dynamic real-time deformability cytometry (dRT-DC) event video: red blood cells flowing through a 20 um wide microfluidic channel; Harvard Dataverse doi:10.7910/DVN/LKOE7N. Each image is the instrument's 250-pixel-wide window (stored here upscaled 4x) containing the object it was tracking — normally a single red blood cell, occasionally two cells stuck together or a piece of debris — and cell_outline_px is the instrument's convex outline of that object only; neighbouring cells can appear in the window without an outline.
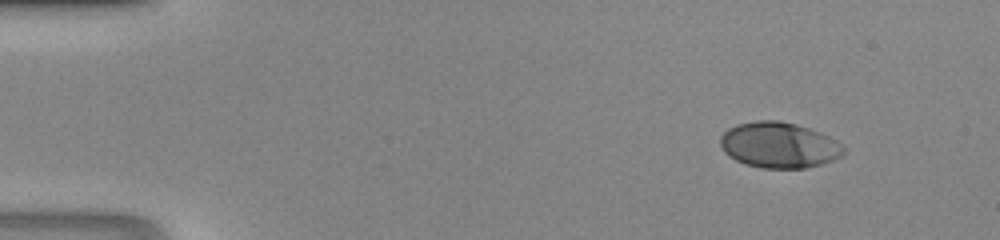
{"species": "human", "species_latin": "Homo sapiens", "temperature_condition": "room temperature", "stored_images_in_passage": 42, "camera_frame_rate_fps": 3000, "um_per_image_px": 0.085, "donor": {"sex": "male"}, "frame": {"image": 1, "passage_image": 1, "time_ms": 0.0, "image_size_px": [1000, 240], "cell_outline_px": [[848, 148], [840, 156], [832, 160], [820, 164], [804, 168], [760, 168], [744, 164], [736, 160], [724, 152], [720, 144], [720, 136], [728, 128], [736, 124], [756, 120], [780, 120], [796, 124], [820, 132], [836, 140]], "centroid_in_image_um": [66.21, 12.32], "position_along_channel_um": 18.8, "area_um2": 33.06}}
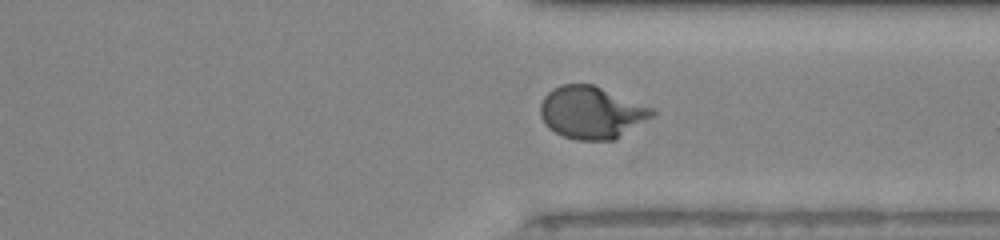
{"frame": {"image": 2, "passage_image": 31, "time_ms": 10.0, "image_size_px": [1000, 240], "cell_outline_px": [[656, 112], [652, 116], [616, 140], [576, 140], [564, 136], [548, 128], [544, 124], [540, 116], [540, 104], [544, 96], [552, 88], [560, 84], [592, 84], [656, 108]], "centroid_in_image_um": [50.28, 9.56], "position_along_channel_um": 361.1, "area_um2": 34.39}}
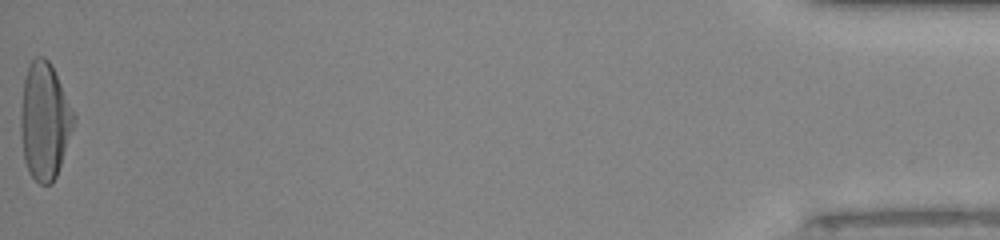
{"frame": {"image": 3, "passage_image": 42, "time_ms": 13.667, "image_size_px": [1000, 240], "cell_outline_px": [[76, 120], [56, 176], [52, 184], [40, 184], [28, 172], [24, 160], [20, 132], [20, 112], [24, 80], [28, 64], [36, 56], [44, 56], [48, 60], [76, 116]], "centroid_in_image_um": [3.77, 10.3], "position_along_channel_um": 431.4, "area_um2": 35.95}}